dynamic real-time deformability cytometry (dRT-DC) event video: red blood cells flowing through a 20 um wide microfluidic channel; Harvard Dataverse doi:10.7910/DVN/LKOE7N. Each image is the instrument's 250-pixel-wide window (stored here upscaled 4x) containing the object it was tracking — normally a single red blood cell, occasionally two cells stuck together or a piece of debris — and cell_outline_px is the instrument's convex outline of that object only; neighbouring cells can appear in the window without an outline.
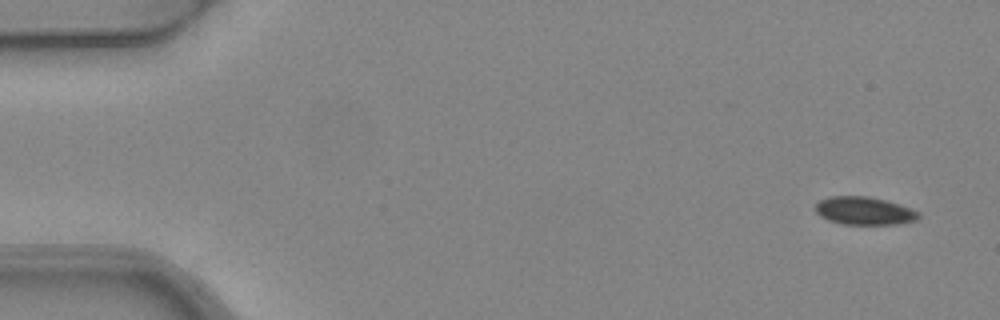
{"species": "common noctule bat (a hibernating species)", "species_latin": "Nyctalus noctula", "temperature_condition": "warm", "stored_images_in_passage": 7, "camera_frame_rate_fps": 3000, "um_per_image_px": 0.085, "animal": {"sex": "female", "body_mass_g": 24.6, "forearm_length_mm": 56.2}, "frame": {"image": 1, "passage_image": 1, "time_ms": 0.0, "image_size_px": [1000, 320], "cell_outline_px": [[920, 216], [916, 220], [896, 224], [844, 224], [828, 220], [820, 216], [816, 212], [816, 204], [820, 200], [828, 196], [868, 196], [884, 200], [920, 212]], "centroid_in_image_um": [73.43, 17.92], "position_along_channel_um": 11.6, "area_um2": 16.59}}
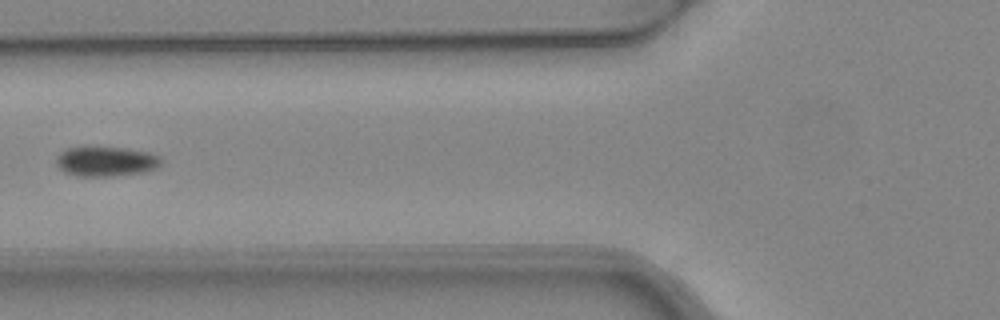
{"frame": {"image": 2, "passage_image": 6, "time_ms": 1.667, "image_size_px": [1000, 320], "cell_outline_px": [[160, 164], [156, 168], [144, 172], [112, 176], [76, 176], [64, 172], [56, 164], [56, 156], [60, 152], [68, 148], [124, 148], [148, 152], [160, 156]], "centroid_in_image_um": [8.99, 13.74], "position_along_channel_um": 116.8, "area_um2": 17.98}}
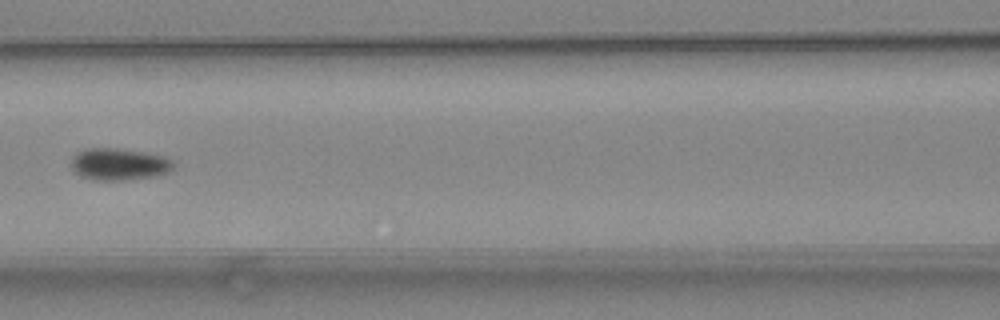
{"frame": {"image": 3, "passage_image": 7, "time_ms": 2.0, "image_size_px": [1000, 320], "cell_outline_px": [[176, 164], [168, 172], [156, 176], [124, 180], [92, 180], [80, 176], [72, 172], [68, 164], [72, 156], [76, 152], [84, 148], [116, 148], [144, 152], [164, 156], [172, 160]], "centroid_in_image_um": [10.04, 13.96], "position_along_channel_um": 156.6, "area_um2": 19.54}}